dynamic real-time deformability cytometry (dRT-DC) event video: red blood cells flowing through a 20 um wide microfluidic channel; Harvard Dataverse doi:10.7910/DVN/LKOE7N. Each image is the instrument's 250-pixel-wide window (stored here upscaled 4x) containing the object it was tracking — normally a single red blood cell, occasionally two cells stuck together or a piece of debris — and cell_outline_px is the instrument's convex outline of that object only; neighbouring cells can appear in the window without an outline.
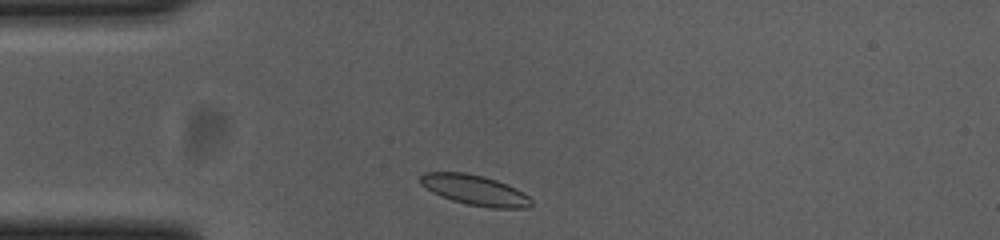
{"species": "common noctule bat (a hibernating species)", "species_latin": "Nyctalus noctula", "temperature_condition": "cold", "stored_images_in_passage": 33, "camera_frame_rate_fps": 3000, "um_per_image_px": 0.085, "animal": {"sex": "female", "body_mass_g": 23.0, "forearm_length_mm": 53.4}, "frame": {"image": 1, "passage_image": 2, "time_ms": 0.333, "image_size_px": [1000, 240], "cell_outline_px": [[532, 204], [528, 208], [492, 208], [468, 204], [452, 200], [432, 192], [420, 184], [420, 176], [424, 172], [464, 172], [484, 176], [508, 184], [524, 192], [532, 200]], "centroid_in_image_um": [40.38, 16.15], "position_along_channel_um": 44.6, "area_um2": 19.59}}
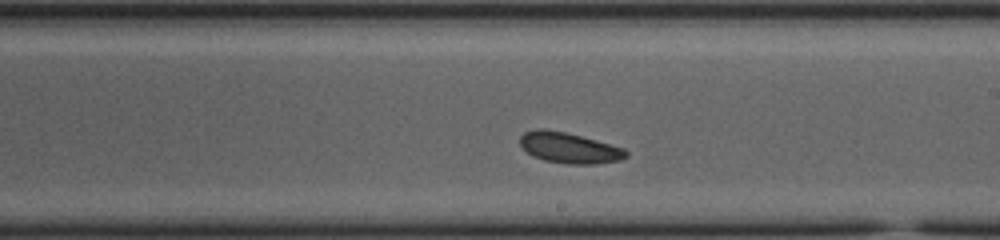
{"frame": {"image": 2, "passage_image": 20, "time_ms": 6.333, "image_size_px": [1000, 240], "cell_outline_px": [[628, 156], [620, 160], [596, 164], [568, 164], [544, 160], [532, 156], [520, 144], [520, 136], [524, 132], [536, 128], [544, 128], [564, 132], [596, 140], [624, 148], [628, 152]], "centroid_in_image_um": [48.38, 12.56], "position_along_channel_um": 240.6, "area_um2": 18.96}}
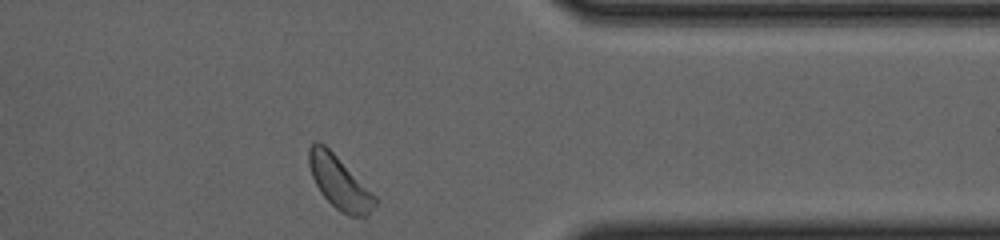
{"frame": {"image": 3, "passage_image": 33, "time_ms": 10.667, "image_size_px": [1000, 240], "cell_outline_px": [[376, 204], [368, 216], [348, 216], [340, 212], [320, 192], [312, 176], [308, 164], [308, 148], [316, 140], [324, 144], [376, 196]], "centroid_in_image_um": [28.83, 15.52], "position_along_channel_um": 382.6, "area_um2": 20.06}}